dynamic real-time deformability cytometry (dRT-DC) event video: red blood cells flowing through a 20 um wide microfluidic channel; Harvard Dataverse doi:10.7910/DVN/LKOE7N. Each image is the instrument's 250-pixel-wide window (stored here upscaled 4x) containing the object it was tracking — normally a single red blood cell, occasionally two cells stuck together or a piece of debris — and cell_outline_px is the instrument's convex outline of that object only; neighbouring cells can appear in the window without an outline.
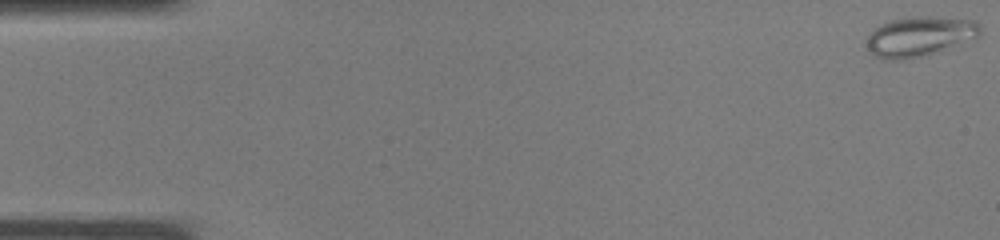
{"species": "common noctule bat (a hibernating species)", "species_latin": "Nyctalus noctula", "temperature_condition": "warm", "stored_images_in_passage": 37, "camera_frame_rate_fps": 3000, "um_per_image_px": 0.085, "animal": {"sex": "male", "body_mass_g": 19.0, "forearm_length_mm": 50.8}, "frame": {"image": 1, "passage_image": 1, "time_ms": 0.0, "image_size_px": [1000, 240], "cell_outline_px": [[980, 36], [940, 52], [924, 56], [904, 60], [884, 60], [868, 52], [868, 36], [880, 24], [892, 20], [920, 16], [928, 16], [976, 20], [980, 24]], "centroid_in_image_um": [78.2, 3.11], "position_along_channel_um": 6.8, "area_um2": 26.53}}
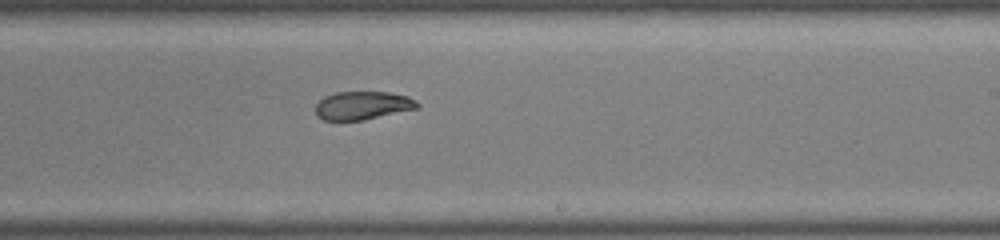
{"frame": {"image": 2, "passage_image": 23, "time_ms": 7.333, "image_size_px": [1000, 240], "cell_outline_px": [[420, 108], [364, 120], [324, 120], [316, 116], [316, 104], [324, 96], [336, 92], [388, 92], [408, 96], [416, 100], [420, 104]], "centroid_in_image_um": [30.85, 8.96], "position_along_channel_um": 258.1, "area_um2": 16.94}}
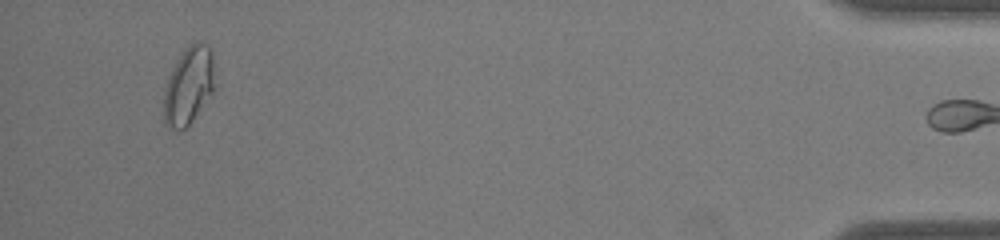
{"frame": {"image": 3, "passage_image": 36, "time_ms": 11.667, "image_size_px": [1000, 240], "cell_outline_px": [[216, 88], [192, 120], [184, 128], [172, 128], [164, 124], [164, 88], [168, 76], [176, 60], [184, 48], [188, 44], [200, 40], [212, 52]], "centroid_in_image_um": [16.04, 7.23], "position_along_channel_um": 419.2, "area_um2": 23.18}}